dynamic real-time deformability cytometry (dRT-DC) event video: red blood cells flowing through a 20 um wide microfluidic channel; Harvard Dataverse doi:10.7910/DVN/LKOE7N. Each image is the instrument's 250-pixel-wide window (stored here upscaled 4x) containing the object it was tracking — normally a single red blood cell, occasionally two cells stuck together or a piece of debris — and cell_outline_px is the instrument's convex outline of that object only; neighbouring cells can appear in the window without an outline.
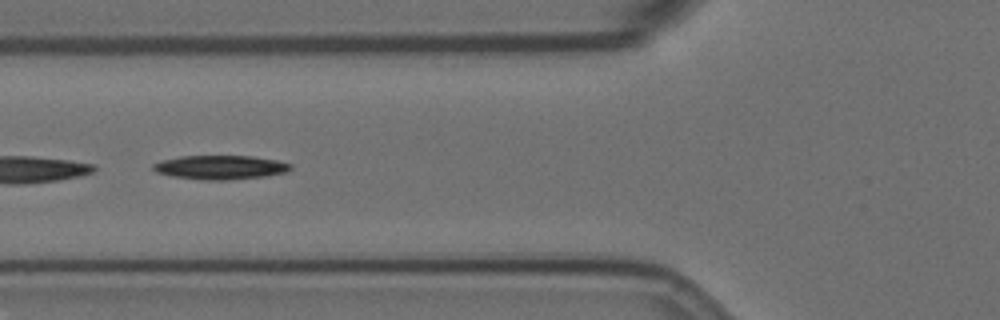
{"species": "Egyptian fruit bat (a non-hibernating species)", "species_latin": "Rousettus aegyptiacus", "temperature_condition": "room temperature", "stored_images_in_passage": 16, "camera_frame_rate_fps": 3000, "um_per_image_px": 0.085, "animal": {"sex": "female"}, "frame": {"image": 1, "passage_image": 7, "time_ms": 2.0, "image_size_px": [1000, 320], "cell_outline_px": [[292, 168], [288, 172], [264, 176], [228, 180], [200, 180], [172, 176], [156, 172], [152, 168], [152, 164], [160, 160], [180, 156], [252, 156], [276, 160], [292, 164]], "centroid_in_image_um": [18.71, 14.22], "position_along_channel_um": 107.1, "area_um2": 19.36}}
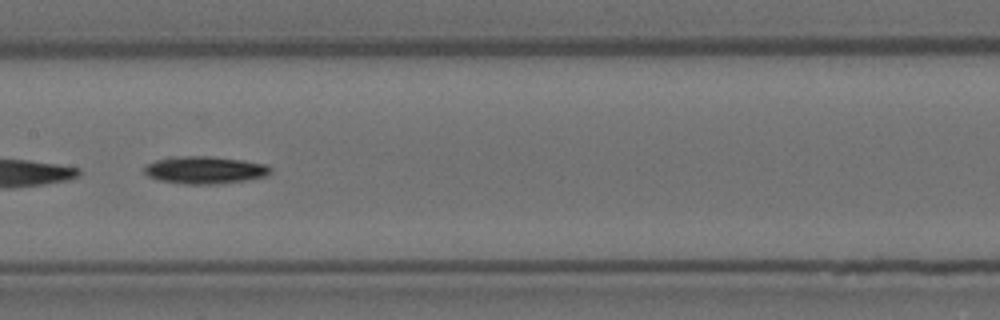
{"frame": {"image": 2, "passage_image": 14, "time_ms": 4.333, "image_size_px": [1000, 320], "cell_outline_px": [[272, 172], [264, 176], [244, 180], [220, 184], [184, 184], [160, 180], [148, 176], [144, 172], [144, 168], [148, 164], [156, 160], [180, 156], [212, 156], [244, 160], [268, 164], [272, 168]], "centroid_in_image_um": [17.46, 14.45], "position_along_channel_um": 189.9, "area_um2": 20.17}}